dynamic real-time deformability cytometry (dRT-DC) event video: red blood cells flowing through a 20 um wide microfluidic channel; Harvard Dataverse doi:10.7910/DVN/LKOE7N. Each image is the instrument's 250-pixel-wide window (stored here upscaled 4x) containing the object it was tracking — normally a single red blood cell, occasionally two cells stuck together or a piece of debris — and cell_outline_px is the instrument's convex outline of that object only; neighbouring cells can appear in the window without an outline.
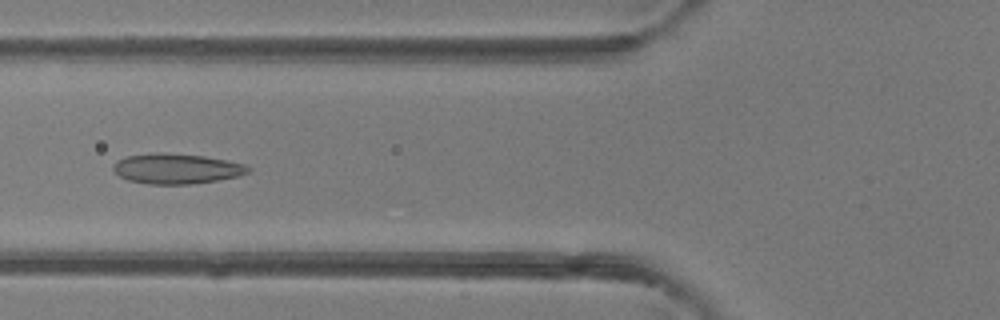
{"species": "common noctule bat (a hibernating species)", "species_latin": "Nyctalus noctula", "temperature_condition": "room temperature", "stored_images_in_passage": 45, "camera_frame_rate_fps": 3000, "um_per_image_px": 0.085, "animal": {"sex": "female"}, "frame": {"image": 1, "passage_image": 16, "time_ms": 5.0, "image_size_px": [1000, 320], "cell_outline_px": [[252, 168], [248, 172], [236, 176], [216, 180], [192, 184], [148, 184], [128, 180], [120, 176], [112, 168], [112, 164], [116, 160], [124, 156], [152, 152], [160, 152], [204, 156], [228, 160], [244, 164]], "centroid_in_image_um": [14.95, 14.32], "position_along_channel_um": 110.8, "area_um2": 23.87}}
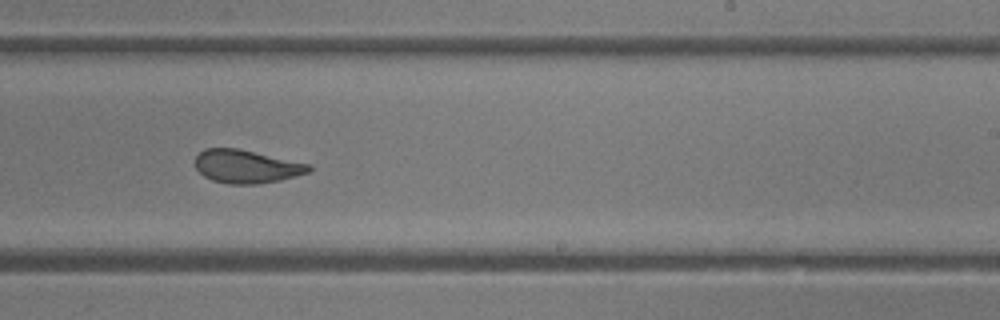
{"frame": {"image": 2, "passage_image": 27, "time_ms": 8.667, "image_size_px": [1000, 320], "cell_outline_px": [[312, 168], [308, 172], [280, 180], [256, 184], [228, 184], [212, 180], [204, 176], [196, 168], [196, 156], [204, 148], [236, 148], [312, 164]], "centroid_in_image_um": [20.95, 14.15], "position_along_channel_um": 268.1, "area_um2": 21.91}}
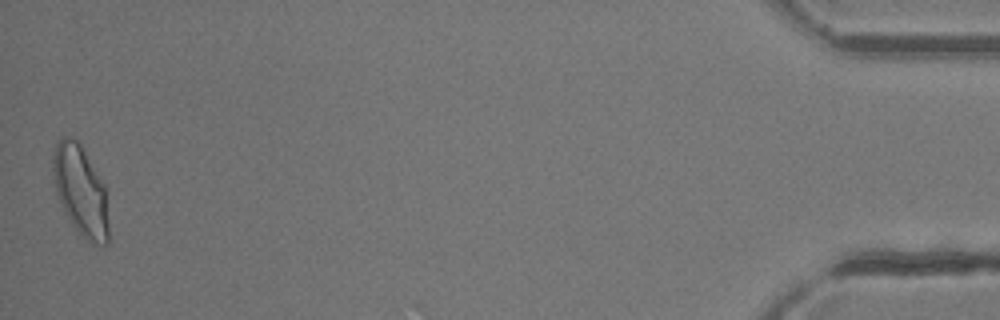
{"frame": {"image": 3, "passage_image": 45, "time_ms": 14.667, "image_size_px": [1000, 320], "cell_outline_px": [[108, 244], [92, 244], [72, 224], [56, 192], [52, 168], [52, 156], [56, 140], [64, 136], [68, 136], [76, 140], [80, 144], [104, 184], [108, 224]], "centroid_in_image_um": [6.83, 16.16], "position_along_channel_um": 428.4, "area_um2": 28.67}, "authors_computed_cell_mechanics": {"area_um2": 24.2182, "velocity_mm_per_s": 4.2953, "shape_relaxation_time_tau1_ms": 3.6437, "shape_relaxation_time_tau2_ms": 1.1441, "deformation_change_tau1": 0.1309, "deformation_change_tau2": 0.0834}}